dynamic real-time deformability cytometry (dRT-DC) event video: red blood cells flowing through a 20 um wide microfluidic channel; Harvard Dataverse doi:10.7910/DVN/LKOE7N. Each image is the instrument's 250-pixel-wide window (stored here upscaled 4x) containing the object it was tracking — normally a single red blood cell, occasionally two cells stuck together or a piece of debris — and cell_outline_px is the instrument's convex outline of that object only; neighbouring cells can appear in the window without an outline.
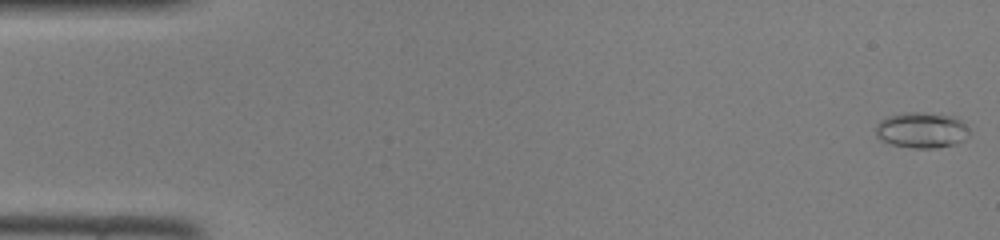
{"species": "common noctule bat (a hibernating species)", "species_latin": "Nyctalus noctula", "temperature_condition": "room temperature", "stored_images_in_passage": 46, "camera_frame_rate_fps": 3000, "um_per_image_px": 0.085, "animal": {"sex": "female", "body_mass_g": 22.0, "forearm_length_mm": 56.7}, "frame": {"image": 1, "passage_image": 1, "time_ms": 0.0, "image_size_px": [1000, 240], "cell_outline_px": [[972, 132], [964, 140], [956, 144], [936, 148], [912, 148], [892, 144], [880, 140], [876, 136], [876, 124], [880, 120], [888, 116], [904, 112], [924, 112], [956, 116]], "centroid_in_image_um": [78.35, 11.06], "position_along_channel_um": 6.6, "area_um2": 19.83}}
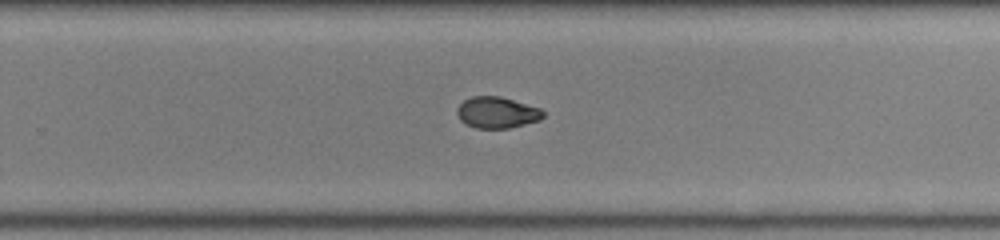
{"frame": {"image": 2, "passage_image": 30, "time_ms": 9.667, "image_size_px": [1000, 240], "cell_outline_px": [[544, 116], [540, 120], [508, 128], [476, 128], [464, 124], [460, 120], [456, 112], [456, 108], [464, 100], [472, 96], [500, 96], [540, 108], [544, 112]], "centroid_in_image_um": [42.21, 9.56], "position_along_channel_um": 287.6, "area_um2": 15.72}}
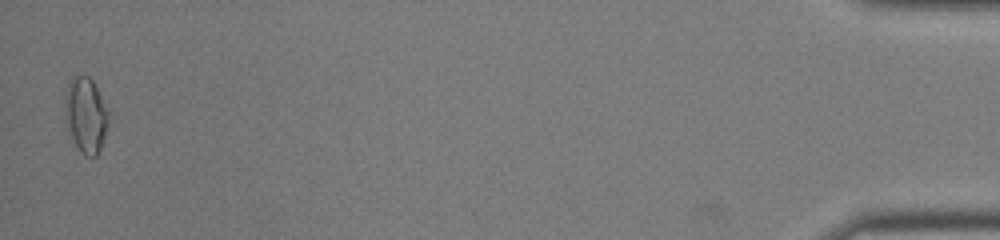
{"frame": {"image": 3, "passage_image": 46, "time_ms": 15.0, "image_size_px": [1000, 240], "cell_outline_px": [[108, 112], [104, 136], [100, 148], [96, 156], [84, 156], [80, 152], [72, 136], [68, 124], [64, 104], [68, 84], [76, 76], [88, 76], [92, 80]], "centroid_in_image_um": [7.28, 9.79], "position_along_channel_um": 427.9, "area_um2": 18.15}}